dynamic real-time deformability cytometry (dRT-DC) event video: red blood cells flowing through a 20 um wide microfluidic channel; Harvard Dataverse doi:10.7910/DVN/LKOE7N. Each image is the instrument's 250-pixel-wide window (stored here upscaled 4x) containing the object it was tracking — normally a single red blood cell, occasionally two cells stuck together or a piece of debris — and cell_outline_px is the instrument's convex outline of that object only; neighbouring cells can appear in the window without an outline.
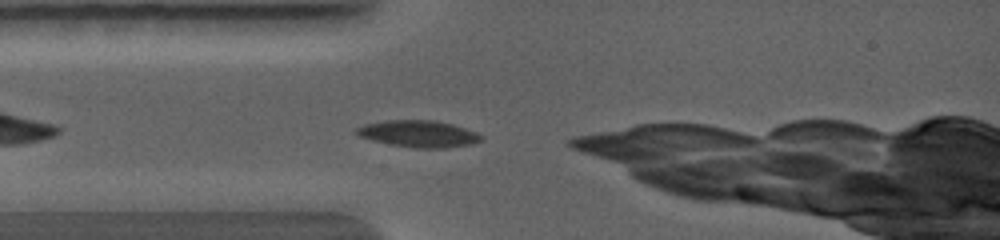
{"species": "common noctule bat (a hibernating species)", "species_latin": "Nyctalus noctula", "temperature_condition": "warm", "stored_images_in_passage": 3, "camera_frame_rate_fps": 5000, "um_per_image_px": 0.085, "animal": {"sex": "female", "body_mass_g": 19.0, "forearm_length_mm": 56.7}, "frame": {"image": 1, "passage_image": 1, "time_ms": 0.0, "image_size_px": [1000, 240], "cell_outline_px": [[480, 136], [476, 140], [468, 144], [444, 148], [416, 148], [392, 144], [360, 136], [356, 132], [360, 128], [368, 124], [392, 120], [428, 120], [448, 124], [472, 132]], "centroid_in_image_um": [35.52, 11.38], "position_along_channel_um": 49.5, "area_um2": 18.03}}
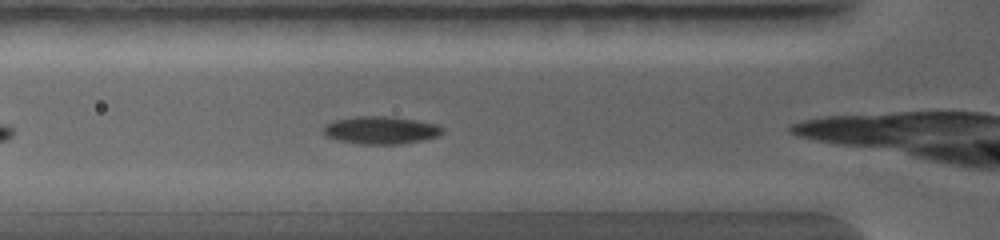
{"frame": {"image": 2, "passage_image": 3, "time_ms": 0.8, "image_size_px": [1000, 240], "cell_outline_px": [[440, 132], [436, 136], [420, 140], [400, 144], [364, 144], [344, 140], [328, 136], [324, 132], [324, 128], [328, 124], [336, 120], [356, 116], [384, 116], [412, 120], [432, 124], [440, 128]], "centroid_in_image_um": [32.33, 11.06], "position_along_channel_um": 93.5, "area_um2": 18.15}}